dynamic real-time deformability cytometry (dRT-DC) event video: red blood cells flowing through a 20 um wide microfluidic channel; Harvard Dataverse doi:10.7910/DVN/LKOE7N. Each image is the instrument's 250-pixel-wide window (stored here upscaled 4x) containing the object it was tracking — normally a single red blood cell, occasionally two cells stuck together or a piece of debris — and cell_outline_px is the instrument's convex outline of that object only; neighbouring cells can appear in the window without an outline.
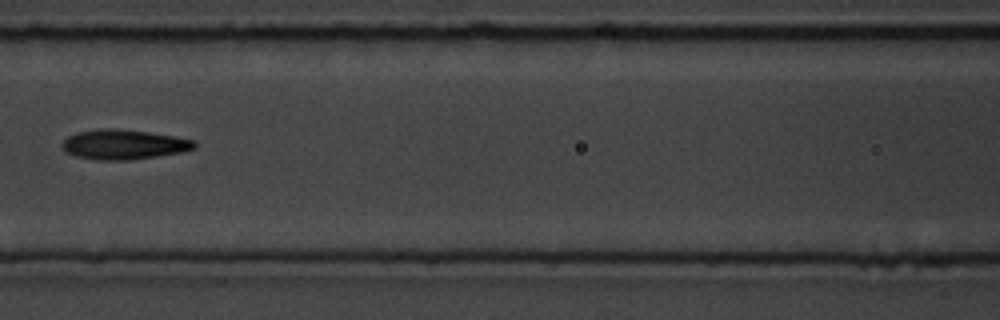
{"species": "common noctule bat (a hibernating species)", "species_latin": "Nyctalus noctula", "temperature_condition": "room temperature", "stored_images_in_passage": 13, "camera_frame_rate_fps": 3000, "um_per_image_px": 0.085, "animal": {"sex": "male", "body_mass_g": 19.5, "forearm_length_mm": 54.6}, "frame": {"image": 1, "passage_image": 6, "time_ms": 6.667, "image_size_px": [1000, 320], "cell_outline_px": [[196, 148], [180, 152], [132, 160], [96, 160], [76, 156], [68, 152], [60, 144], [68, 136], [76, 132], [100, 128], [116, 128], [148, 132], [196, 140]], "centroid_in_image_um": [10.51, 12.27], "position_along_channel_um": 156.1, "area_um2": 22.95}}
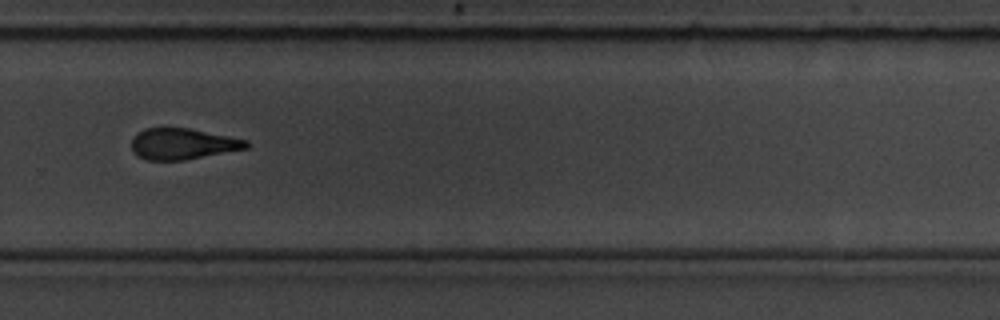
{"frame": {"image": 2, "passage_image": 10, "time_ms": 11.0, "image_size_px": [1000, 320], "cell_outline_px": [[248, 148], [184, 160], [148, 160], [132, 152], [132, 140], [136, 132], [144, 128], [192, 128], [248, 140]], "centroid_in_image_um": [15.52, 12.22], "position_along_channel_um": 314.3, "area_um2": 20.81}}